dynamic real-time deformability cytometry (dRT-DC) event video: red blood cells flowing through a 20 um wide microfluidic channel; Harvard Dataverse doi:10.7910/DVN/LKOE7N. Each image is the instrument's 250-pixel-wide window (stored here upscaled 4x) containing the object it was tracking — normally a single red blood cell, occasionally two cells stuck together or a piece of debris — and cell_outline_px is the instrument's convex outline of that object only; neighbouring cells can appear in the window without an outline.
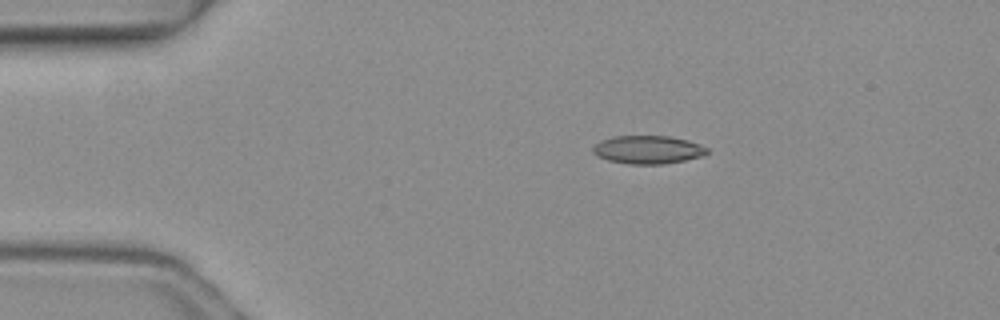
{"species": "common noctule bat (a hibernating species)", "species_latin": "Nyctalus noctula", "temperature_condition": "warm", "stored_images_in_passage": 6, "camera_frame_rate_fps": 3000, "um_per_image_px": 0.085, "animal": {"sex": "female", "body_mass_g": 19.3, "forearm_length_mm": 54.1}, "frame": {"image": 1, "passage_image": 6, "time_ms": 1.667, "image_size_px": [1000, 320], "cell_outline_px": [[708, 152], [704, 156], [664, 164], [628, 164], [608, 160], [596, 156], [592, 152], [592, 148], [600, 140], [612, 136], [668, 136], [688, 140], [700, 144], [708, 148]], "centroid_in_image_um": [55.06, 12.72], "position_along_channel_um": 29.9, "area_um2": 18.9}}